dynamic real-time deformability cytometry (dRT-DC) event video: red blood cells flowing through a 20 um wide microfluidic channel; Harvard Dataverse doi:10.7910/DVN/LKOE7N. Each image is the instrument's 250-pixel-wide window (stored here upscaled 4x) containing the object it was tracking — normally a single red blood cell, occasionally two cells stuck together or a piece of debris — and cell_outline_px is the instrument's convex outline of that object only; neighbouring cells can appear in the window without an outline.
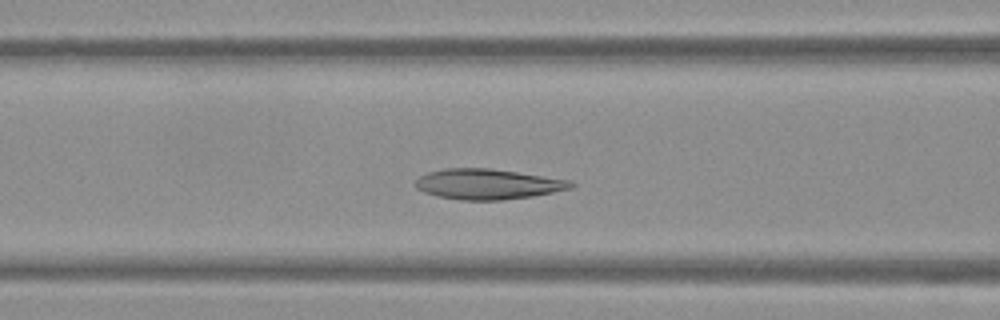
{"species": "Egyptian fruit bat (a non-hibernating species)", "species_latin": "Rousettus aegyptiacus", "temperature_condition": "warm", "stored_images_in_passage": 39, "camera_frame_rate_fps": 3000, "um_per_image_px": 0.085, "frame": {"image": 1, "passage_image": 7, "time_ms": 2.0, "image_size_px": [1000, 320], "cell_outline_px": [[576, 184], [572, 188], [532, 196], [500, 200], [460, 200], [436, 196], [424, 192], [416, 188], [416, 180], [420, 176], [428, 172], [444, 168], [488, 168], [572, 180]], "centroid_in_image_um": [41.45, 15.65], "position_along_channel_um": 125.1, "area_um2": 27.46}}
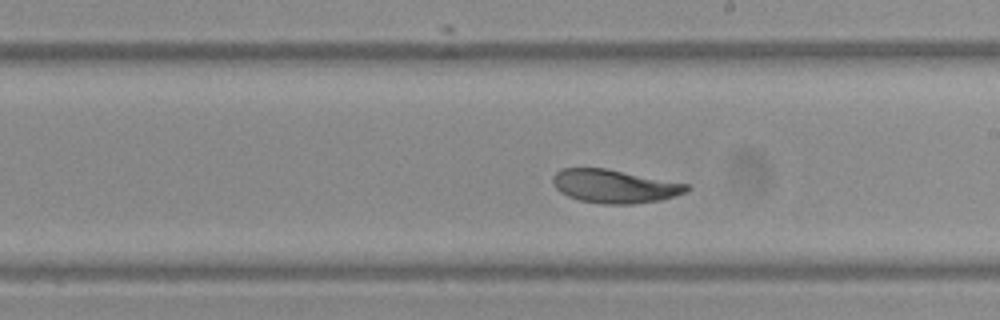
{"frame": {"image": 2, "passage_image": 16, "time_ms": 5.0, "image_size_px": [1000, 320], "cell_outline_px": [[692, 188], [684, 192], [660, 200], [632, 204], [600, 204], [580, 200], [568, 196], [560, 192], [552, 184], [552, 176], [560, 168], [608, 168], [688, 184]], "centroid_in_image_um": [52.19, 15.82], "position_along_channel_um": 236.8, "area_um2": 26.13}}
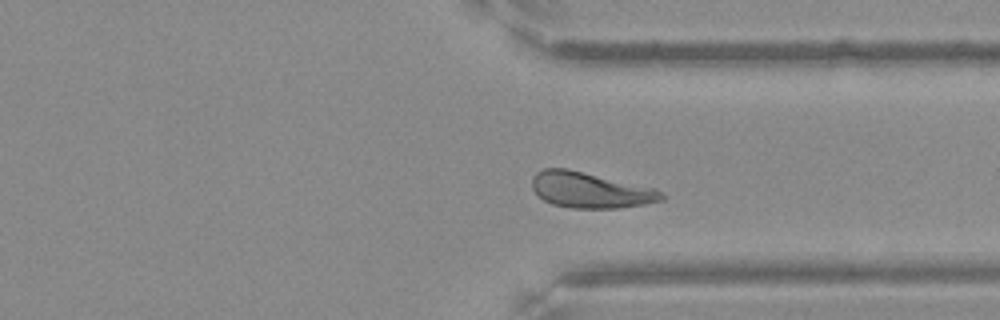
{"frame": {"image": 3, "passage_image": 26, "time_ms": 8.333, "image_size_px": [1000, 320], "cell_outline_px": [[668, 196], [664, 200], [644, 204], [616, 208], [572, 208], [552, 204], [544, 200], [532, 188], [532, 176], [536, 172], [544, 168], [568, 168], [656, 188]], "centroid_in_image_um": [50.2, 16.15], "position_along_channel_um": 361.2, "area_um2": 27.17}, "authors_computed_cell_mechanics": {"area_um2": 27.0504, "velocity_mm_per_s": 3.7305, "shape_relaxation_time_tau1_ms": 4.5142, "shape_relaxation_time_tau2_ms": 6.9999, "deformation_change_tau1": 0.132, "deformation_change_tau2": 0.1179}}